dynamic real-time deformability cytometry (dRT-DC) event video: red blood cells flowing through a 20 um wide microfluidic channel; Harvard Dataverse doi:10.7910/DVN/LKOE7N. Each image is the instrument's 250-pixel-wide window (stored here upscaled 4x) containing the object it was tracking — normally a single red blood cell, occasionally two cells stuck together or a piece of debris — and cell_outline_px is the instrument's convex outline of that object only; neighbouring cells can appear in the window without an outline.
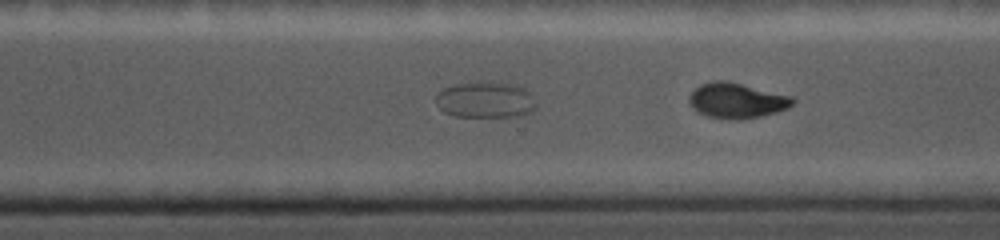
{"species": "common noctule bat (a hibernating species)", "species_latin": "Nyctalus noctula", "temperature_condition": "cold", "stored_images_in_passage": 21, "camera_frame_rate_fps": 5000, "um_per_image_px": 0.085, "animal": {"sex": "female", "body_mass_g": 19.0, "forearm_length_mm": 56.7}, "frame": {"image": 1, "passage_image": 18, "time_ms": 9.2, "image_size_px": [1000, 240], "cell_outline_px": [[536, 108], [532, 112], [524, 116], [452, 116], [444, 112], [436, 104], [436, 96], [444, 88], [456, 84], [516, 84], [524, 88], [528, 92], [536, 104]], "centroid_in_image_um": [41.28, 8.53], "position_along_channel_um": 329.3, "area_um2": 20.52}}